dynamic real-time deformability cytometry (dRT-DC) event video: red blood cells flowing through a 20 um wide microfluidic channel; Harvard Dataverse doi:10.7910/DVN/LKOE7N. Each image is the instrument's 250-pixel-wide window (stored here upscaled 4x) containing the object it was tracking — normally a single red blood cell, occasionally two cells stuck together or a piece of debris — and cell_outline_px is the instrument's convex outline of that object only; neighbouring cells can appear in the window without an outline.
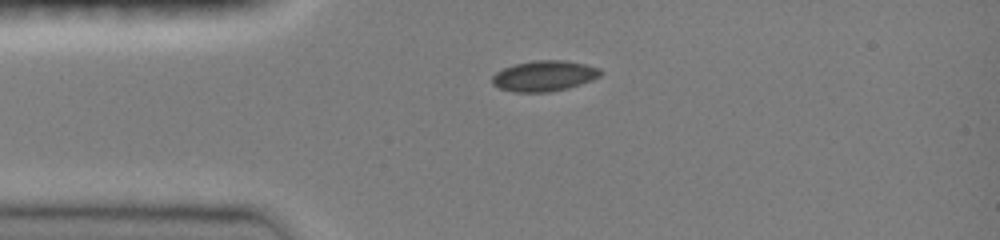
{"species": "common noctule bat (a hibernating species)", "species_latin": "Nyctalus noctula", "temperature_condition": "room temperature", "stored_images_in_passage": 38, "camera_frame_rate_fps": 3000, "um_per_image_px": 0.085, "animal": {"sex": "female", "body_mass_g": 19.0, "forearm_length_mm": 51.5}, "frame": {"image": 1, "passage_image": 1, "time_ms": 0.0, "image_size_px": [1000, 240], "cell_outline_px": [[604, 72], [600, 76], [592, 80], [568, 88], [548, 92], [512, 92], [500, 88], [492, 84], [492, 76], [496, 72], [504, 68], [516, 64], [536, 60], [564, 60], [584, 64], [600, 68]], "centroid_in_image_um": [46.27, 6.46], "position_along_channel_um": 38.7, "area_um2": 19.31}}
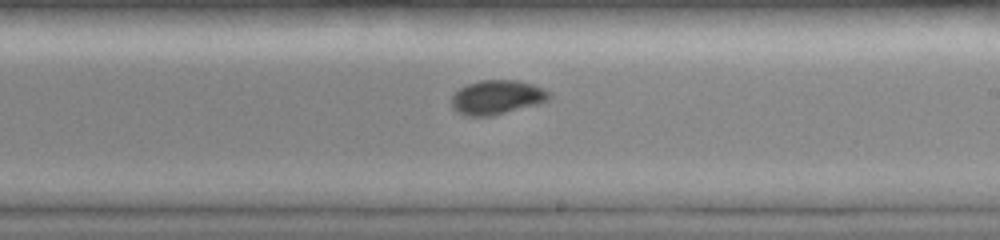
{"frame": {"image": 2, "passage_image": 18, "time_ms": 5.667, "image_size_px": [1000, 240], "cell_outline_px": [[552, 96], [548, 100], [540, 104], [492, 116], [464, 116], [456, 112], [452, 108], [452, 96], [460, 88], [468, 84], [480, 80], [520, 80], [532, 84], [552, 92]], "centroid_in_image_um": [42.27, 8.28], "position_along_channel_um": 246.7, "area_um2": 19.77}}
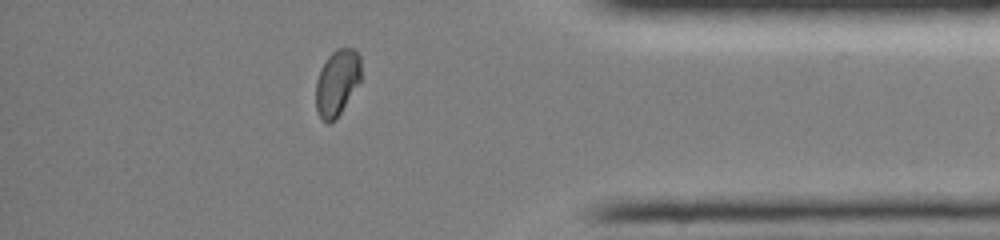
{"frame": {"image": 3, "passage_image": 31, "time_ms": 10.0, "image_size_px": [1000, 240], "cell_outline_px": [[360, 80], [340, 112], [328, 124], [320, 116], [316, 108], [316, 80], [320, 68], [328, 56], [336, 48], [352, 48], [360, 56]], "centroid_in_image_um": [28.63, 6.97], "position_along_channel_um": 406.6, "area_um2": 16.99}}